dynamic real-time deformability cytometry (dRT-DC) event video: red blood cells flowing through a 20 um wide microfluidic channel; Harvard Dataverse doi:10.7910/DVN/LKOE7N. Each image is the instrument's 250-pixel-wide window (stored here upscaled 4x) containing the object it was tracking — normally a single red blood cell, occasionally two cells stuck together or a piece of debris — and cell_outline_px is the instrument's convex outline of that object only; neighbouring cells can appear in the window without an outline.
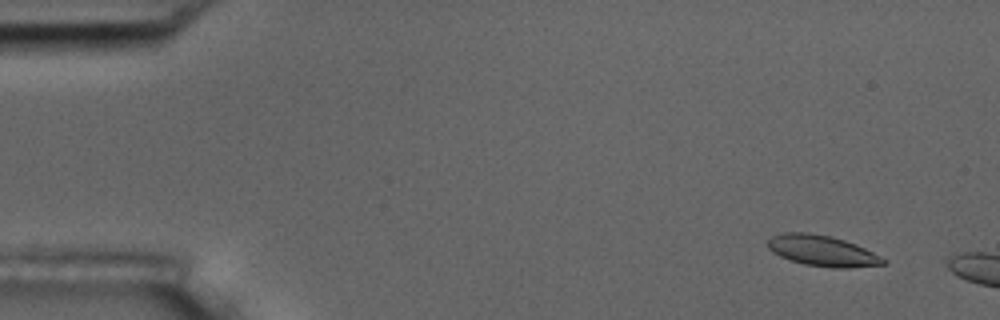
{"species": "common noctule bat (a hibernating species)", "species_latin": "Nyctalus noctula", "temperature_condition": "room temperature", "stored_images_in_passage": 4, "camera_frame_rate_fps": 3000, "um_per_image_px": 0.085, "animal": {"sex": "male", "body_mass_g": 17.5, "forearm_length_mm": 52.3}, "frame": {"image": 1, "passage_image": 2, "time_ms": 1.0, "image_size_px": [1000, 320], "cell_outline_px": [[888, 264], [848, 268], [832, 268], [804, 264], [780, 256], [772, 252], [768, 248], [768, 240], [772, 236], [784, 232], [808, 232], [832, 236], [856, 244], [888, 260]], "centroid_in_image_um": [69.92, 21.31], "position_along_channel_um": 15.1, "area_um2": 20.81}}